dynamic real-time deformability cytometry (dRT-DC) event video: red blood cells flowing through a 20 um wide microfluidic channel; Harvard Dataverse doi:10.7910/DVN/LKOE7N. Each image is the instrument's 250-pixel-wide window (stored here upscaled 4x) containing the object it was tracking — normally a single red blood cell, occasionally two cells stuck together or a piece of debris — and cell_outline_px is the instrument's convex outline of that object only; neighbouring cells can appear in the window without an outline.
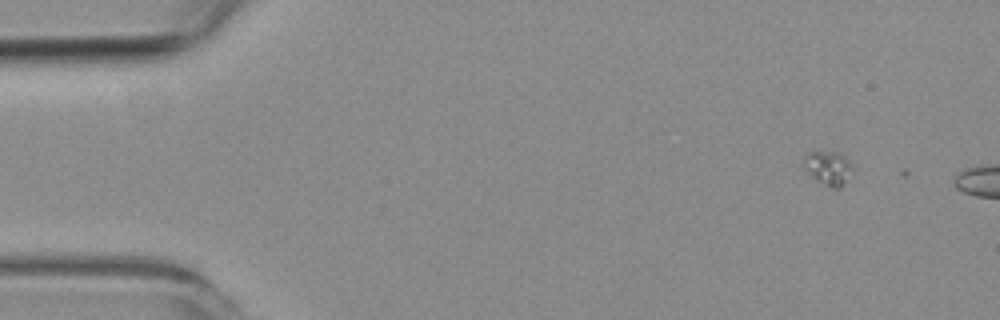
{"species": "common noctule bat (a hibernating species)", "species_latin": "Nyctalus noctula", "temperature_condition": "room temperature", "stored_images_in_passage": 5, "camera_frame_rate_fps": 3000, "um_per_image_px": 0.085, "animal": {"sex": "female", "body_mass_g": 19.3, "forearm_length_mm": 54.1}, "frame": {"image": 1, "passage_image": 2, "time_ms": 1.0, "image_size_px": [1000, 320], "cell_outline_px": [[856, 168], [840, 188], [832, 188], [816, 180], [800, 164], [804, 152], [840, 152]], "centroid_in_image_um": [70.38, 14.25], "position_along_channel_um": 14.6, "area_um2": 10.0}}